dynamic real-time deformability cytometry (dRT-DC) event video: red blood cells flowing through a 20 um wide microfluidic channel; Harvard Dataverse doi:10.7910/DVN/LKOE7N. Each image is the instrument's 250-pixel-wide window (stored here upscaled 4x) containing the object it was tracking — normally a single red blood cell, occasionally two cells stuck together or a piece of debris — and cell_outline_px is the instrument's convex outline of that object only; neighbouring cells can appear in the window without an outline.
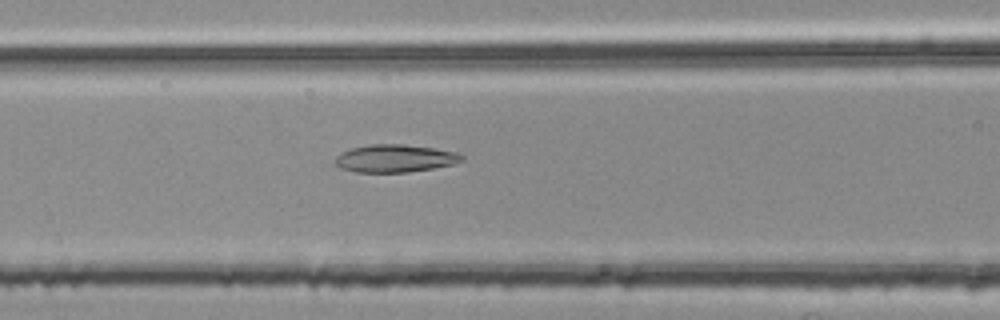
{"species": "common noctule bat (a hibernating species)", "species_latin": "Nyctalus noctula", "temperature_condition": "room temperature", "stored_images_in_passage": 5, "camera_frame_rate_fps": 3000, "um_per_image_px": 0.085, "animal": {"sex": "female", "body_mass_g": 25.1}, "frame": {"image": 1, "passage_image": 5, "time_ms": 1.333, "image_size_px": [1000, 320], "cell_outline_px": [[464, 156], [460, 160], [452, 164], [432, 168], [408, 172], [356, 172], [340, 168], [336, 164], [336, 156], [352, 148], [368, 144], [404, 144], [432, 148], [456, 152]], "centroid_in_image_um": [33.54, 13.46], "position_along_channel_um": 133.1, "area_um2": 20.11}}